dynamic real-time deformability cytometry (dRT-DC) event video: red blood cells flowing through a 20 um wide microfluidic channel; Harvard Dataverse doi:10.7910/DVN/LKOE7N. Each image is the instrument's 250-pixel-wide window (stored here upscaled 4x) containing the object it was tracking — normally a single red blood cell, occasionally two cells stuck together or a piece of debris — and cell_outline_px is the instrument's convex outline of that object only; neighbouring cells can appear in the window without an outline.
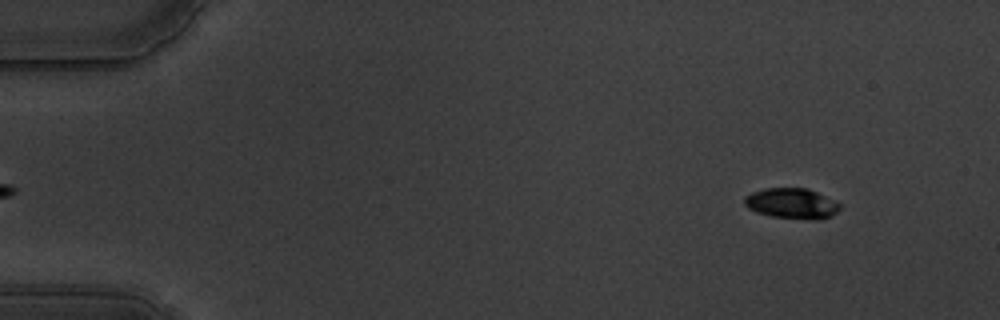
{"species": "common noctule bat (a hibernating species)", "species_latin": "Nyctalus noctula", "temperature_condition": "warm", "stored_images_in_passage": 56, "camera_frame_rate_fps": 3000, "um_per_image_px": 0.085, "animal": {"sex": "male", "body_mass_g": 19.5, "forearm_length_mm": 54.6}, "frame": {"image": 1, "passage_image": 4, "time_ms": 1.0, "image_size_px": [1000, 320], "cell_outline_px": [[840, 208], [832, 216], [820, 220], [816, 220], [772, 216], [756, 212], [748, 208], [744, 204], [744, 196], [752, 192], [764, 188], [808, 188], [840, 204]], "centroid_in_image_um": [67.27, 17.29], "position_along_channel_um": 17.7, "area_um2": 16.88}}
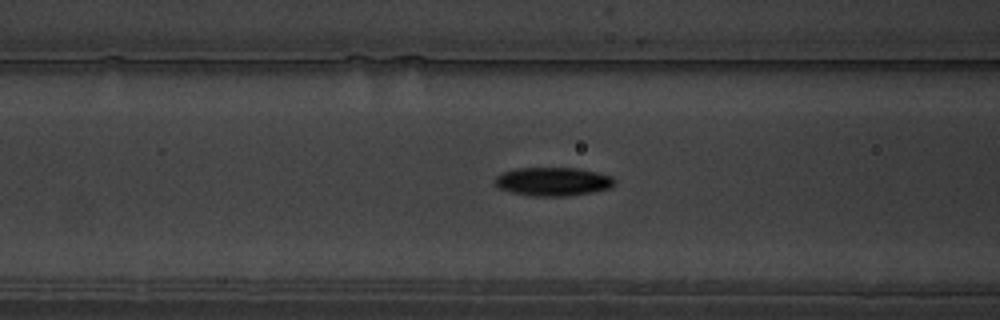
{"frame": {"image": 2, "passage_image": 22, "time_ms": 7.0, "image_size_px": [1000, 320], "cell_outline_px": [[616, 180], [608, 188], [592, 192], [568, 196], [528, 196], [512, 192], [500, 188], [496, 184], [496, 176], [504, 172], [516, 168], [576, 168], [596, 172], [612, 176]], "centroid_in_image_um": [47.0, 15.43], "position_along_channel_um": 119.6, "area_um2": 19.71}}
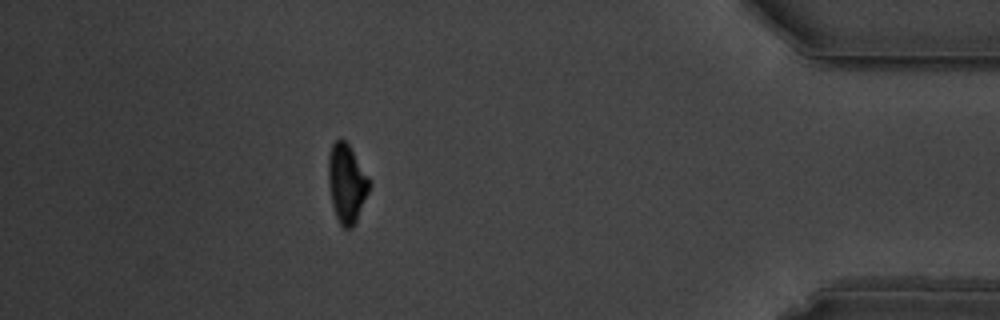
{"frame": {"image": 3, "passage_image": 50, "time_ms": 16.333, "image_size_px": [1000, 320], "cell_outline_px": [[372, 184], [356, 220], [352, 228], [344, 228], [340, 224], [336, 216], [332, 204], [328, 184], [328, 156], [332, 144], [336, 140], [344, 140], [348, 144], [372, 180]], "centroid_in_image_um": [29.48, 15.57], "position_along_channel_um": 405.7, "area_um2": 18.84}, "authors_computed_cell_mechanics": {"area_um2": 18.7272, "velocity_mm_per_s": 3.5209, "shape_relaxation_time_tau1_ms": 2.4125, "shape_relaxation_time_tau2_ms": null, "deformation_change_tau1": 0.1184, "deformation_change_tau2": null}}